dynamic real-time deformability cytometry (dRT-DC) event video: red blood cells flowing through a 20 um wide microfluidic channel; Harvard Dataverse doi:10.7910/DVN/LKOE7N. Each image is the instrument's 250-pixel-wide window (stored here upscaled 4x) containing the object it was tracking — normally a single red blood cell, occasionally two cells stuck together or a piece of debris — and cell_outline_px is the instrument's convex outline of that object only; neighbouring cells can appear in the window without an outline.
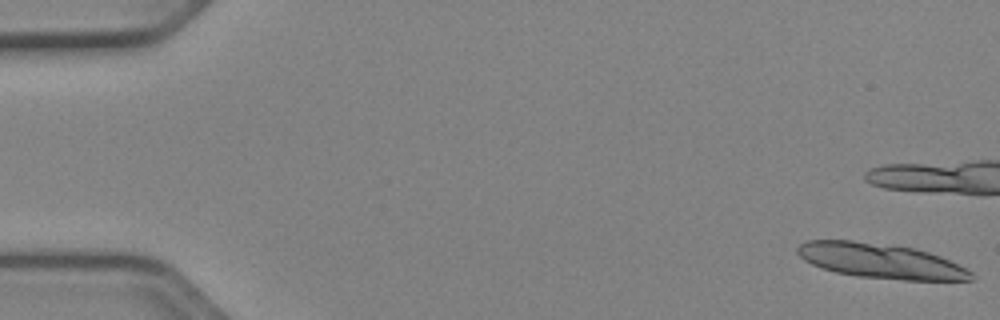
{"species": "Egyptian fruit bat (a non-hibernating species)", "species_latin": "Rousettus aegyptiacus", "temperature_condition": "cold", "stored_images_in_passage": 51, "camera_frame_rate_fps": 3000, "um_per_image_px": 0.085, "animal": {"sex": "female"}, "frame": {"image": 1, "passage_image": 1, "time_ms": 0.0, "image_size_px": [1000, 320], "cell_outline_px": [[972, 280], [904, 280], [856, 276], [836, 272], [812, 264], [804, 260], [796, 252], [796, 248], [800, 244], [808, 240], [852, 240], [916, 248], [940, 256], [972, 272]], "centroid_in_image_um": [74.82, 22.17], "position_along_channel_um": 10.2, "area_um2": 35.03}}
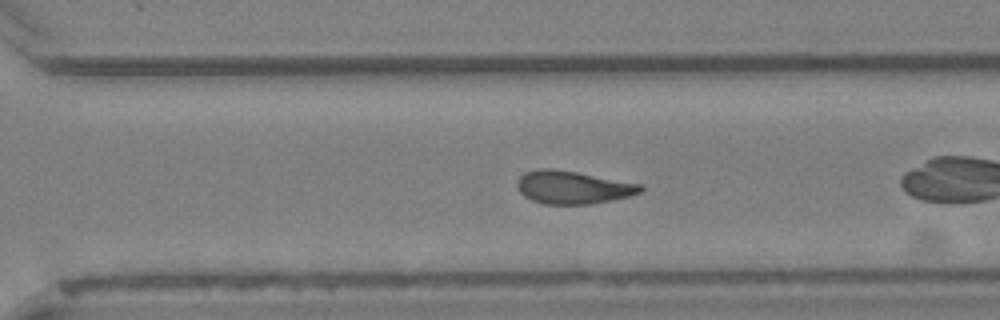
{"frame": {"image": 2, "passage_image": 35, "time_ms": 11.333, "image_size_px": [1000, 320], "cell_outline_px": [[644, 188], [640, 192], [628, 196], [592, 204], [544, 204], [532, 200], [524, 196], [520, 192], [516, 184], [520, 176], [524, 172], [540, 168], [552, 168], [576, 172], [640, 184]], "centroid_in_image_um": [48.64, 15.92], "position_along_channel_um": 322.0, "area_um2": 23.47}}
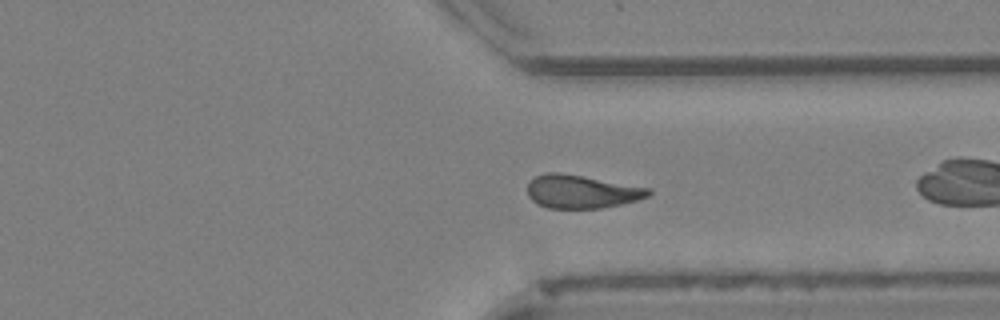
{"frame": {"image": 3, "passage_image": 38, "time_ms": 12.333, "image_size_px": [1000, 320], "cell_outline_px": [[652, 192], [648, 196], [636, 200], [620, 204], [600, 208], [548, 208], [536, 204], [528, 196], [528, 180], [536, 176], [548, 172], [560, 172], [652, 188]], "centroid_in_image_um": [49.41, 16.28], "position_along_channel_um": 362.0, "area_um2": 23.52}, "authors_computed_cell_mechanics": {"area_um2": 23.987, "velocity_mm_per_s": 3.9438, "shape_relaxation_time_tau1_ms": null, "shape_relaxation_time_tau2_ms": 7.3212, "deformation_change_tau1": null, "deformation_change_tau2": 0.1712}}